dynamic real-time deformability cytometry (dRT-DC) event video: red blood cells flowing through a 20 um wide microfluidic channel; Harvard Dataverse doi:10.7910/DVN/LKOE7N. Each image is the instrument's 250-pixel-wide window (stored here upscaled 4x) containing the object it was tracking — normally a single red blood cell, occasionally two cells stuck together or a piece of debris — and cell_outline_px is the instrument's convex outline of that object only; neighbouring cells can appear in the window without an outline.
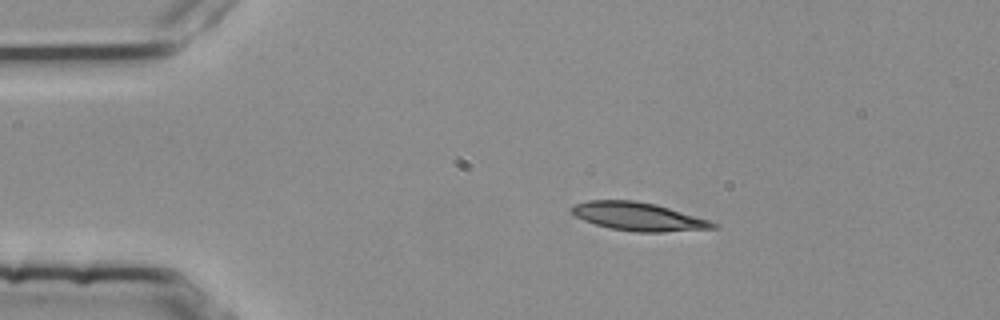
{"species": "common noctule bat (a hibernating species)", "species_latin": "Nyctalus noctula", "temperature_condition": "room temperature", "stored_images_in_passage": 3, "camera_frame_rate_fps": 3000, "um_per_image_px": 0.085, "animal": {"sex": "female", "body_mass_g": 25.1}, "frame": {"image": 1, "passage_image": 2, "time_ms": 0.333, "image_size_px": [1000, 320], "cell_outline_px": [[720, 228], [664, 232], [636, 232], [608, 228], [584, 220], [576, 216], [568, 208], [576, 204], [588, 200], [632, 200], [656, 204], [708, 220], [720, 224]], "centroid_in_image_um": [54.28, 18.41], "position_along_channel_um": 30.7, "area_um2": 23.29}}